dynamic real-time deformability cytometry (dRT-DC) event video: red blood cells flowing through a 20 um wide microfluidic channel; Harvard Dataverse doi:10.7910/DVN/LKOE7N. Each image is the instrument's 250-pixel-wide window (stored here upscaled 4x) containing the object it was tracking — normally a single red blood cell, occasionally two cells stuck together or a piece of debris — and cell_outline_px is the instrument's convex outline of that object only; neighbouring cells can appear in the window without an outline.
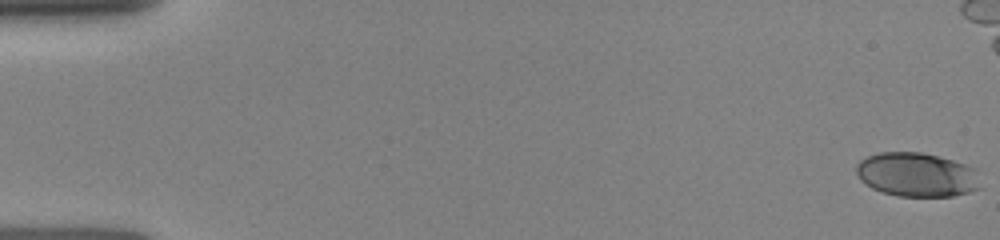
{"species": "human", "species_latin": "Homo sapiens", "temperature_condition": "room temperature", "stored_images_in_passage": 9, "camera_frame_rate_fps": 3000, "um_per_image_px": 0.085, "donor": {"sex": "female"}, "frame": {"image": 1, "passage_image": 1, "time_ms": 0.0, "image_size_px": [1000, 240], "cell_outline_px": [[980, 188], [968, 192], [952, 196], [896, 196], [880, 192], [872, 188], [860, 180], [856, 172], [856, 164], [860, 160], [868, 156], [880, 152], [920, 152], [952, 160], [976, 168]], "centroid_in_image_um": [77.9, 14.85], "position_along_channel_um": 7.1, "area_um2": 31.91}}
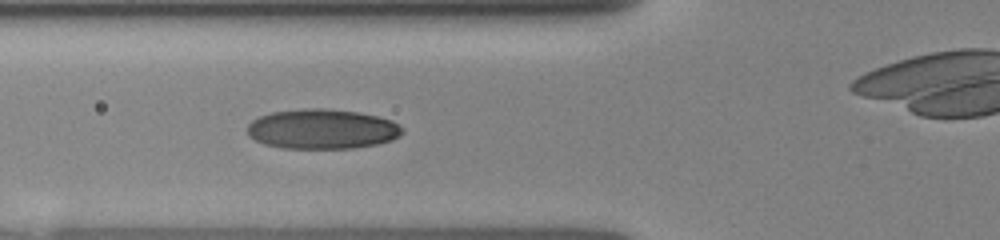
{"frame": {"image": 2, "passage_image": 8, "time_ms": 6.0, "image_size_px": [1000, 240], "cell_outline_px": [[404, 132], [392, 140], [376, 144], [352, 148], [284, 148], [264, 144], [248, 136], [248, 124], [252, 120], [260, 116], [272, 112], [304, 108], [324, 108], [356, 112], [376, 116], [392, 120], [404, 128]], "centroid_in_image_um": [27.38, 10.96], "position_along_channel_um": 98.4, "area_um2": 35.95}}